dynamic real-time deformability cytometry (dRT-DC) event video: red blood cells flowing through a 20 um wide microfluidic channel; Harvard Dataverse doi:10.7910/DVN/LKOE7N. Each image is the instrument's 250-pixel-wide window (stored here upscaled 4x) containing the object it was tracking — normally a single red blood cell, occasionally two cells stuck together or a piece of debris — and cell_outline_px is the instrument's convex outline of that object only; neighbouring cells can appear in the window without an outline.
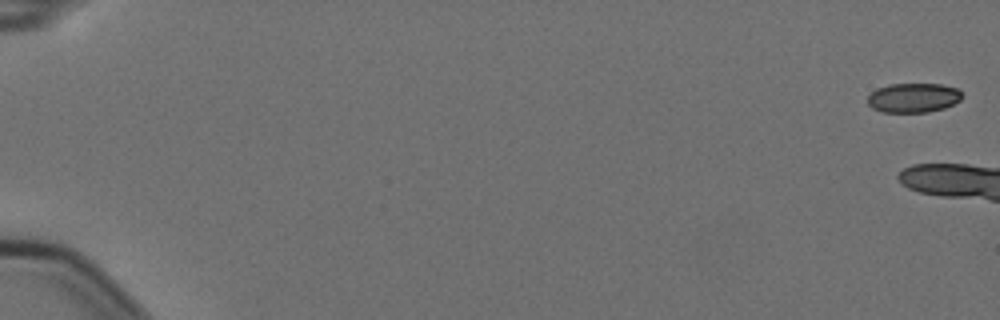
{"species": "Egyptian fruit bat (a non-hibernating species)", "species_latin": "Rousettus aegyptiacus", "temperature_condition": "cold", "stored_images_in_passage": 3, "camera_frame_rate_fps": 3000, "um_per_image_px": 0.085, "animal": {"sex": "female"}, "frame": {"image": 1, "passage_image": 1, "time_ms": 0.0, "image_size_px": [1000, 320], "cell_outline_px": [[964, 96], [960, 100], [944, 108], [928, 112], [880, 112], [872, 108], [868, 104], [868, 96], [876, 88], [888, 84], [940, 84], [956, 88]], "centroid_in_image_um": [77.61, 8.31], "position_along_channel_um": 7.4, "area_um2": 16.24}}